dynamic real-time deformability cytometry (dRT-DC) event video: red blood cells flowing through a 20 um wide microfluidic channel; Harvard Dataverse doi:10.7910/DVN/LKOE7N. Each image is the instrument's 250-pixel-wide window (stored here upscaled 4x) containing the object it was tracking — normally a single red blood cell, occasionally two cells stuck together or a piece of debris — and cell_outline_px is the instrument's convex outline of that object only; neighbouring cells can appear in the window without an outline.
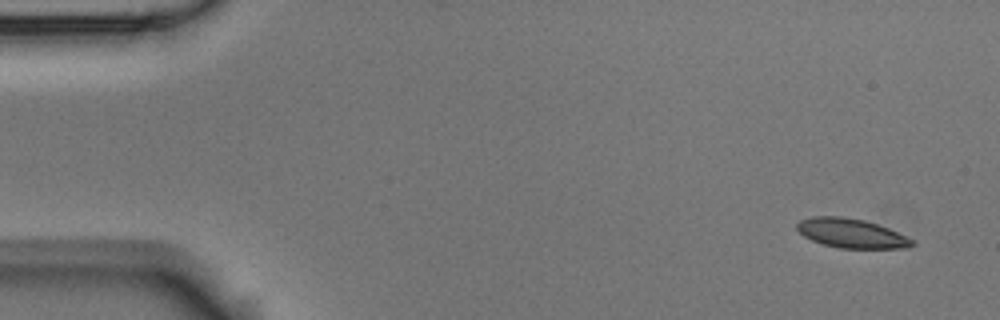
{"species": "Egyptian fruit bat (a non-hibernating species)", "species_latin": "Rousettus aegyptiacus", "temperature_condition": "room temperature", "stored_images_in_passage": 5, "segment_of_instrument_passage": [2, 2], "camera_frame_rate_fps": 3000, "um_per_image_px": 0.085, "animal": {"sex": "male"}, "frame": {"image": 1, "passage_image": 5, "time_ms": 1.333, "image_size_px": [1000, 320], "cell_outline_px": [[916, 244], [908, 248], [840, 248], [824, 244], [812, 240], [804, 236], [796, 228], [796, 224], [800, 220], [812, 216], [840, 216], [864, 220], [888, 228], [912, 240]], "centroid_in_image_um": [72.34, 19.82], "position_along_channel_um": 12.7, "area_um2": 19.42}}